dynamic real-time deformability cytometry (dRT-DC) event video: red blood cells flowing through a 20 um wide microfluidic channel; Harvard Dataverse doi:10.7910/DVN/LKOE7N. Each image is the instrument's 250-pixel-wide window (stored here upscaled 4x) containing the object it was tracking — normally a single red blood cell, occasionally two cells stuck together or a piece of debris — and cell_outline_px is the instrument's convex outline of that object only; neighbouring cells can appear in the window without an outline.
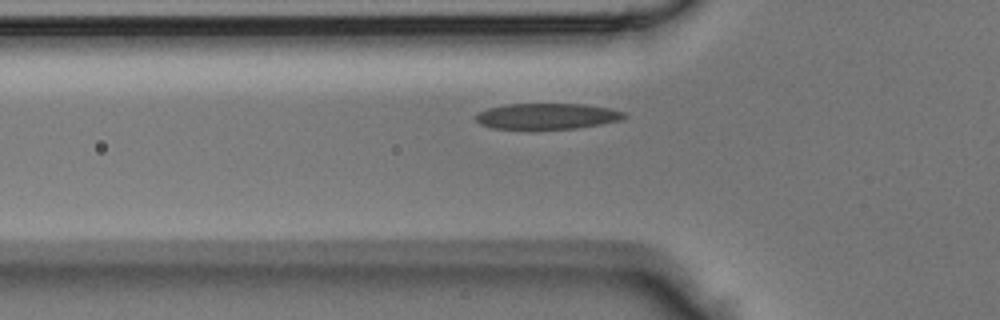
{"species": "Egyptian fruit bat (a non-hibernating species)", "species_latin": "Rousettus aegyptiacus", "temperature_condition": "room temperature", "stored_images_in_passage": 31, "camera_frame_rate_fps": 3000, "um_per_image_px": 0.085, "animal": {"sex": "male"}, "frame": {"image": 1, "passage_image": 6, "time_ms": 1.667, "image_size_px": [1000, 320], "cell_outline_px": [[628, 116], [620, 120], [580, 128], [536, 132], [492, 128], [480, 124], [476, 120], [476, 116], [480, 112], [488, 108], [504, 104], [584, 104], [612, 108], [624, 112]], "centroid_in_image_um": [46.49, 9.92], "position_along_channel_um": 79.3, "area_um2": 23.47}}
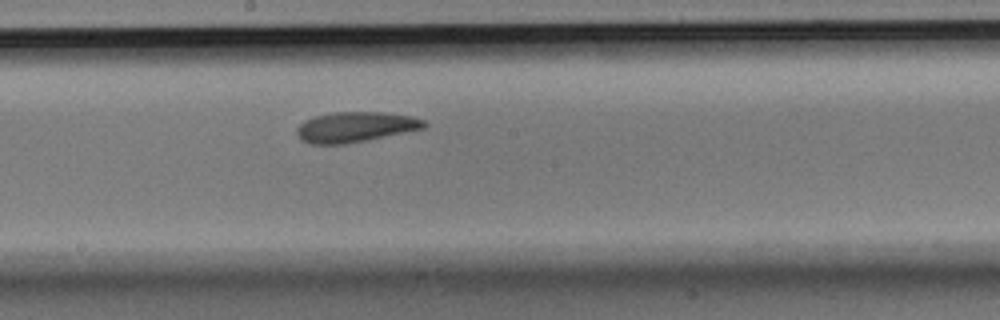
{"frame": {"image": 2, "passage_image": 15, "time_ms": 4.667, "image_size_px": [1000, 320], "cell_outline_px": [[428, 124], [424, 128], [368, 140], [344, 144], [312, 144], [300, 140], [296, 132], [296, 128], [304, 120], [316, 116], [332, 112], [384, 112], [412, 116], [424, 120]], "centroid_in_image_um": [30.2, 10.79], "position_along_channel_um": 218.0, "area_um2": 22.54}}
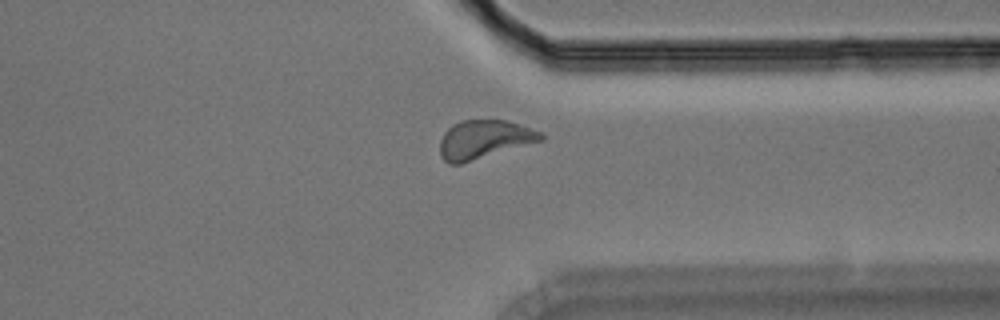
{"frame": {"image": 3, "passage_image": 25, "time_ms": 8.0, "image_size_px": [1000, 320], "cell_outline_px": [[544, 140], [460, 164], [448, 164], [440, 156], [440, 140], [444, 132], [452, 124], [460, 120], [504, 120], [520, 124], [540, 132], [544, 136]], "centroid_in_image_um": [41.12, 11.85], "position_along_channel_um": 370.3, "area_um2": 22.72}}